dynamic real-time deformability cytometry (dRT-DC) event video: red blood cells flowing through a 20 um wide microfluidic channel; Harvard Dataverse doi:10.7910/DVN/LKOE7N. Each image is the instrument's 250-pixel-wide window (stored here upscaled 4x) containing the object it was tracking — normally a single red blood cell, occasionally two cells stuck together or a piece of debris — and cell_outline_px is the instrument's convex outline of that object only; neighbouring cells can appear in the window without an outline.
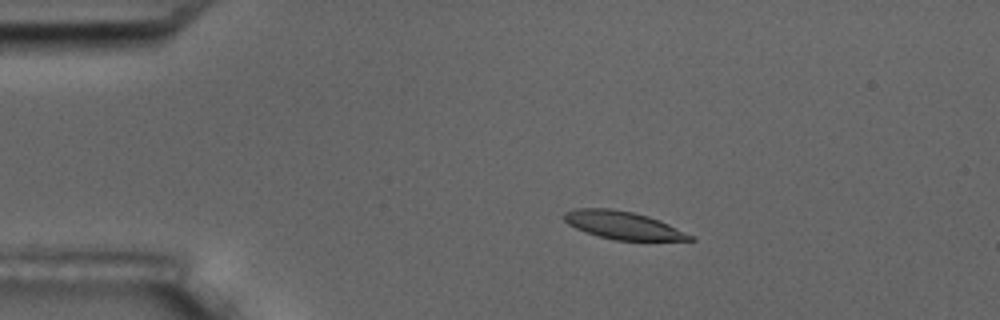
{"species": "common noctule bat (a hibernating species)", "species_latin": "Nyctalus noctula", "temperature_condition": "room temperature", "stored_images_in_passage": 4, "camera_frame_rate_fps": 3000, "um_per_image_px": 0.085, "animal": {"sex": "male", "body_mass_g": 17.5, "forearm_length_mm": 52.3}, "frame": {"image": 1, "passage_image": 3, "time_ms": 2.333, "image_size_px": [1000, 320], "cell_outline_px": [[696, 240], [616, 240], [600, 236], [576, 228], [568, 224], [564, 220], [564, 212], [576, 208], [612, 208], [632, 212], [648, 216], [668, 224], [692, 236]], "centroid_in_image_um": [52.92, 19.13], "position_along_channel_um": 32.1, "area_um2": 20.0}}